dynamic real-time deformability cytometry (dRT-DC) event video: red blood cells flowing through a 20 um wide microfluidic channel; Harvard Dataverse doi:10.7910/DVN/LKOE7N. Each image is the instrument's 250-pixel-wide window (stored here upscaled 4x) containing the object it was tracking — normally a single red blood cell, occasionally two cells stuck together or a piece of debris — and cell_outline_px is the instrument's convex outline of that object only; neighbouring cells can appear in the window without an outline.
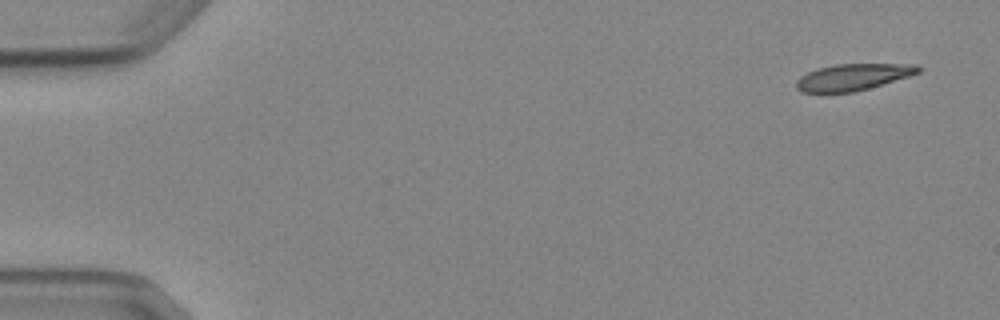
{"species": "Egyptian fruit bat (a non-hibernating species)", "species_latin": "Rousettus aegyptiacus", "temperature_condition": "cold", "stored_images_in_passage": 5, "camera_frame_rate_fps": 3000, "um_per_image_px": 0.085, "animal": {"sex": "female"}, "frame": {"image": 1, "passage_image": 1, "time_ms": 0.0, "image_size_px": [1000, 320], "cell_outline_px": [[924, 68], [920, 72], [908, 76], [868, 88], [852, 92], [800, 92], [796, 88], [796, 80], [800, 76], [816, 68], [836, 64], [920, 64]], "centroid_in_image_um": [72.5, 6.53], "position_along_channel_um": 12.5, "area_um2": 18.84}}
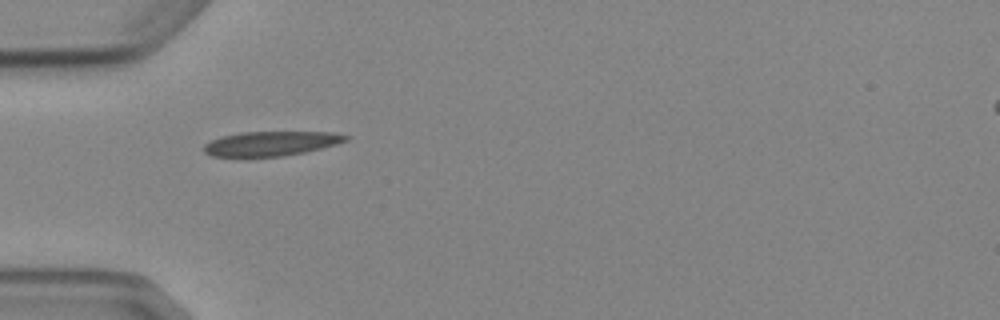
{"frame": {"image": 2, "passage_image": 4, "time_ms": 4.667, "image_size_px": [1000, 320], "cell_outline_px": [[352, 136], [348, 140], [336, 144], [304, 152], [280, 156], [244, 160], [212, 156], [204, 152], [204, 144], [220, 136], [240, 132], [332, 132]], "centroid_in_image_um": [22.94, 12.24], "position_along_channel_um": 62.1, "area_um2": 21.1}}
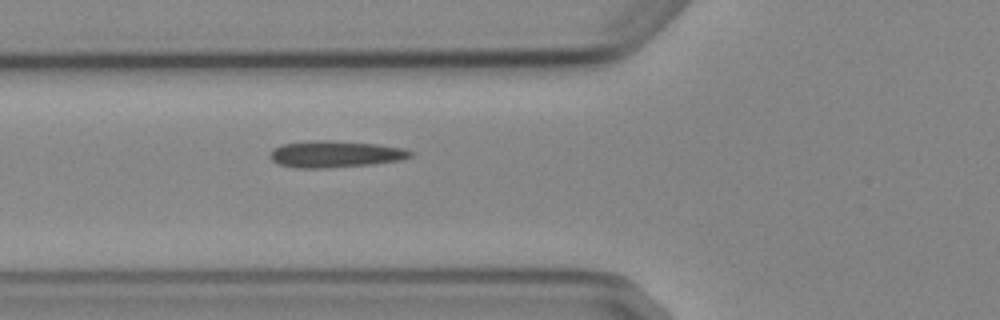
{"frame": {"image": 3, "passage_image": 5, "time_ms": 5.667, "image_size_px": [1000, 320], "cell_outline_px": [[416, 152], [412, 156], [404, 160], [376, 164], [328, 168], [296, 168], [276, 164], [268, 156], [272, 148], [280, 144], [312, 140], [328, 140], [376, 144], [404, 148]], "centroid_in_image_um": [28.5, 13.11], "position_along_channel_um": 97.3, "area_um2": 22.37}}